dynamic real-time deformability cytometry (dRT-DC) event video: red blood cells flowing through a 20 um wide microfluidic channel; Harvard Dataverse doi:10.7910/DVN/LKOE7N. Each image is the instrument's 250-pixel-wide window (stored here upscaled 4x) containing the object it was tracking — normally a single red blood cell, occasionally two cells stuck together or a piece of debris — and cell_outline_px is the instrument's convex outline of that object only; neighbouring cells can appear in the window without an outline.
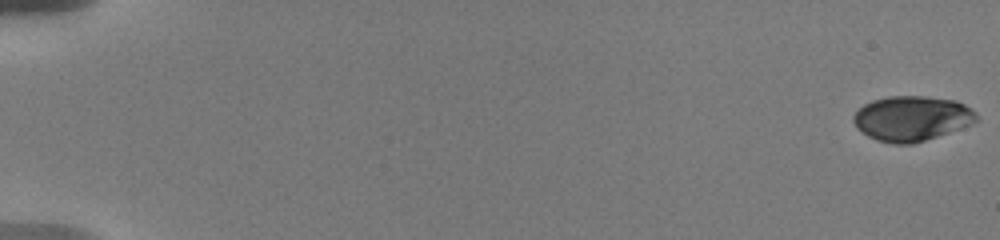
{"species": "human", "species_latin": "Homo sapiens", "temperature_condition": "warm", "stored_images_in_passage": 19, "camera_frame_rate_fps": 3000, "um_per_image_px": 0.085, "donor": {"sex": "male"}, "frame": {"image": 1, "passage_image": 1, "time_ms": 0.0, "image_size_px": [1000, 240], "cell_outline_px": [[980, 120], [972, 124], [912, 144], [892, 144], [876, 140], [868, 136], [856, 128], [852, 120], [852, 116], [864, 104], [872, 100], [888, 96], [924, 96], [956, 100], [972, 108], [976, 112]], "centroid_in_image_um": [77.5, 10.06], "position_along_channel_um": 7.5, "area_um2": 32.43}}
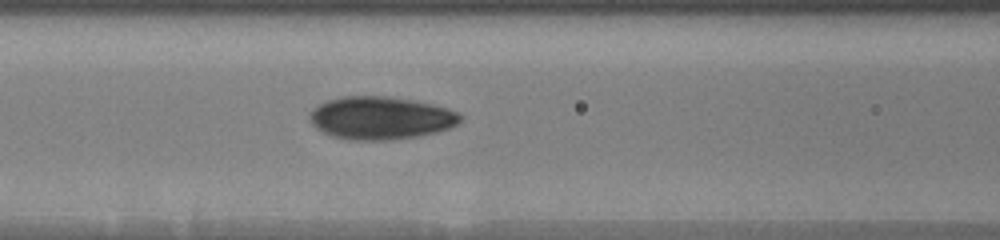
{"frame": {"image": 2, "passage_image": 17, "time_ms": 8.667, "image_size_px": [1000, 240], "cell_outline_px": [[464, 116], [456, 124], [448, 128], [436, 132], [416, 136], [392, 140], [348, 140], [332, 136], [316, 128], [312, 124], [308, 116], [308, 112], [312, 108], [328, 100], [344, 96], [388, 96], [416, 100], [448, 108], [460, 112]], "centroid_in_image_um": [32.35, 10.02], "position_along_channel_um": 134.2, "area_um2": 37.86}}
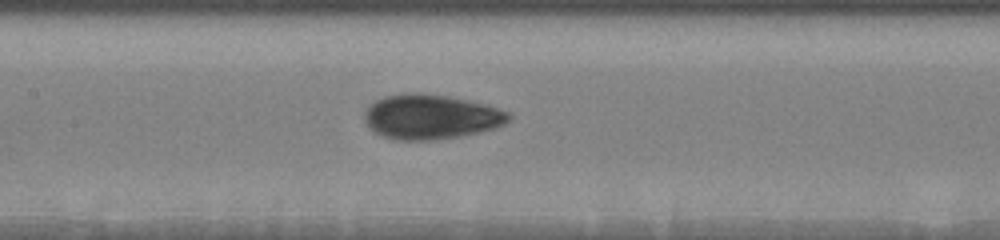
{"frame": {"image": 3, "passage_image": 19, "time_ms": 9.667, "image_size_px": [1000, 240], "cell_outline_px": [[512, 120], [496, 128], [480, 132], [460, 136], [436, 140], [396, 140], [372, 132], [368, 128], [364, 120], [364, 112], [368, 104], [384, 96], [416, 92], [420, 92], [448, 96], [488, 104], [508, 112], [512, 116]], "centroid_in_image_um": [36.62, 9.93], "position_along_channel_um": 170.8, "area_um2": 38.15}}